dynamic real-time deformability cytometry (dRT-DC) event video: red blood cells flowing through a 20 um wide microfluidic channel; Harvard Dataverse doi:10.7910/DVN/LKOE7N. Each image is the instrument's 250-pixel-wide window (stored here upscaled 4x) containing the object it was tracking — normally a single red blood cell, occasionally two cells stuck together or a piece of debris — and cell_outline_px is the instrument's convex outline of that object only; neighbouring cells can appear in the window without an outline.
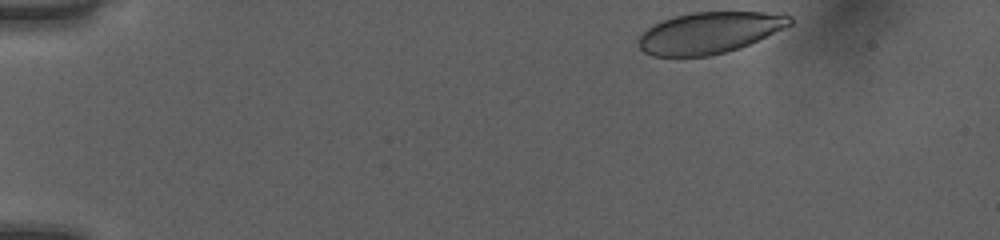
{"species": "human", "species_latin": "Homo sapiens", "temperature_condition": "room temperature", "stored_images_in_passage": 39, "camera_frame_rate_fps": 3000, "um_per_image_px": 0.085, "donor": {"sex": "female"}, "frame": {"image": 1, "passage_image": 1, "time_ms": 0.0, "image_size_px": [1000, 240], "cell_outline_px": [[792, 24], [784, 28], [740, 48], [708, 56], [652, 56], [644, 52], [640, 48], [640, 36], [648, 28], [660, 20], [692, 12], [764, 12], [792, 16]], "centroid_in_image_um": [60.3, 2.78], "position_along_channel_um": 24.7, "area_um2": 36.13}}
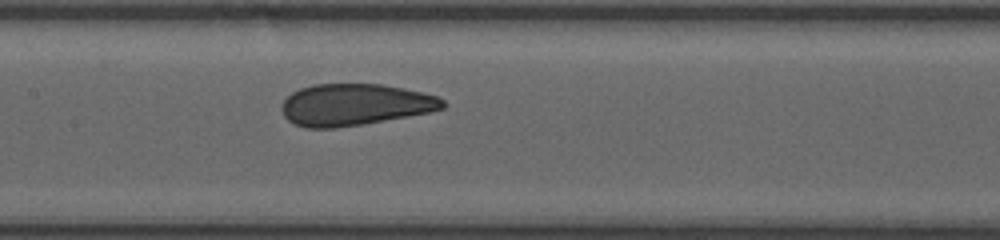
{"frame": {"image": 2, "passage_image": 20, "time_ms": 6.333, "image_size_px": [1000, 240], "cell_outline_px": [[448, 104], [444, 108], [428, 112], [408, 116], [336, 128], [304, 128], [288, 120], [284, 116], [280, 108], [284, 100], [292, 92], [300, 88], [312, 84], [380, 84], [404, 88], [436, 96], [444, 100]], "centroid_in_image_um": [30.13, 8.89], "position_along_channel_um": 177.3, "area_um2": 39.02}}
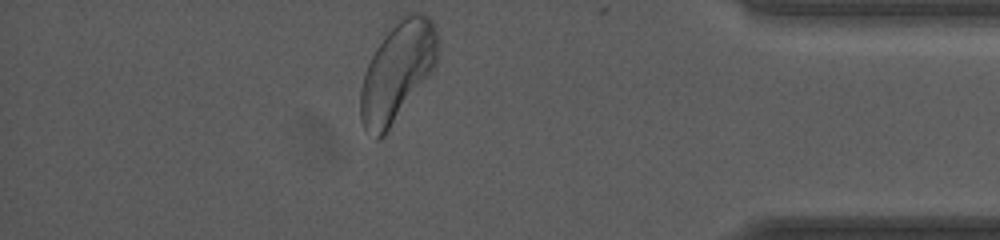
{"frame": {"image": 3, "passage_image": 39, "time_ms": 12.667, "image_size_px": [1000, 240], "cell_outline_px": [[436, 64], [432, 72], [384, 136], [380, 140], [376, 140], [364, 128], [360, 120], [360, 88], [364, 72], [376, 48], [396, 16], [408, 12], [424, 12], [432, 20], [436, 28]], "centroid_in_image_um": [33.75, 6.05], "position_along_channel_um": 401.5, "area_um2": 44.91}, "authors_computed_cell_mechanics": {"area_um2": 39.6508, "velocity_mm_per_s": 4.0036, "shape_relaxation_time_tau1_ms": 4.4253, "shape_relaxation_time_tau2_ms": 0.7235, "deformation_change_tau1": 0.1126, "deformation_change_tau2": 0.0555}}